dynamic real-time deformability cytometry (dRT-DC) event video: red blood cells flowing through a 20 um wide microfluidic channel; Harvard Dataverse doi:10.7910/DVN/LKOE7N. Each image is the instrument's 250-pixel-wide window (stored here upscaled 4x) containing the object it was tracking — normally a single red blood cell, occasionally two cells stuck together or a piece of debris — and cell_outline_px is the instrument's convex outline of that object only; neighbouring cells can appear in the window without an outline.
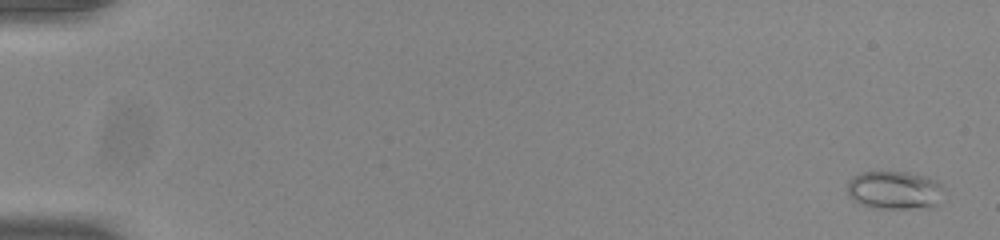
{"species": "common noctule bat (a hibernating species)", "species_latin": "Nyctalus noctula", "temperature_condition": "room temperature", "stored_images_in_passage": 54, "camera_frame_rate_fps": 3000, "um_per_image_px": 0.085, "animal": {"sex": "male", "body_mass_g": 20.0, "forearm_length_mm": 53.3}, "frame": {"image": 1, "passage_image": 2, "time_ms": 0.333, "image_size_px": [1000, 240], "cell_outline_px": [[944, 188], [940, 204], [932, 208], [876, 208], [860, 204], [848, 192], [848, 180], [852, 176], [860, 172], [908, 172], [924, 176], [936, 180]], "centroid_in_image_um": [76.09, 16.17], "position_along_channel_um": 8.9, "area_um2": 21.68}}
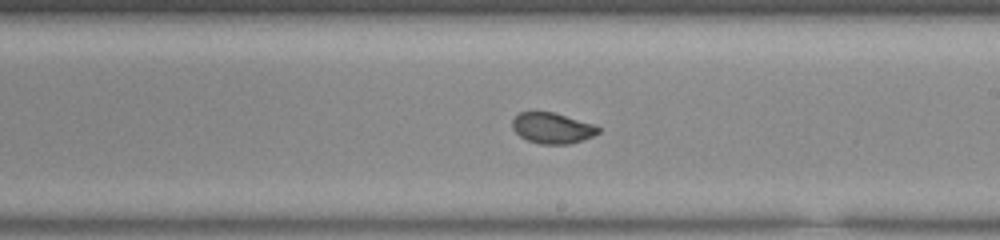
{"frame": {"image": 2, "passage_image": 33, "time_ms": 10.667, "image_size_px": [1000, 240], "cell_outline_px": [[600, 132], [592, 136], [568, 144], [540, 144], [528, 140], [520, 136], [512, 128], [512, 120], [520, 112], [552, 112], [592, 124], [600, 128]], "centroid_in_image_um": [46.91, 10.89], "position_along_channel_um": 242.1, "area_um2": 15.09}}
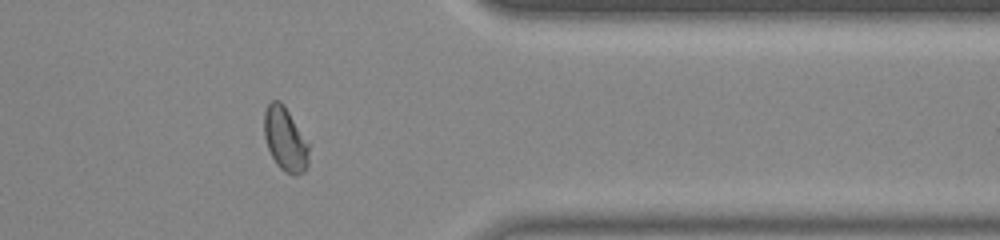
{"frame": {"image": 3, "passage_image": 45, "time_ms": 14.667, "image_size_px": [1000, 240], "cell_outline_px": [[308, 164], [304, 172], [296, 176], [284, 172], [276, 164], [268, 148], [264, 136], [264, 112], [268, 104], [272, 100], [280, 100], [284, 104], [308, 144]], "centroid_in_image_um": [24.22, 11.85], "position_along_channel_um": 387.2, "area_um2": 16.53}, "authors_computed_cell_mechanics": {"area_um2": 16.9354, "velocity_mm_per_s": 3.8825, "shape_relaxation_time_tau1_ms": 5.8335, "shape_relaxation_time_tau2_ms": null, "deformation_change_tau1": 0.1342, "deformation_change_tau2": null}}